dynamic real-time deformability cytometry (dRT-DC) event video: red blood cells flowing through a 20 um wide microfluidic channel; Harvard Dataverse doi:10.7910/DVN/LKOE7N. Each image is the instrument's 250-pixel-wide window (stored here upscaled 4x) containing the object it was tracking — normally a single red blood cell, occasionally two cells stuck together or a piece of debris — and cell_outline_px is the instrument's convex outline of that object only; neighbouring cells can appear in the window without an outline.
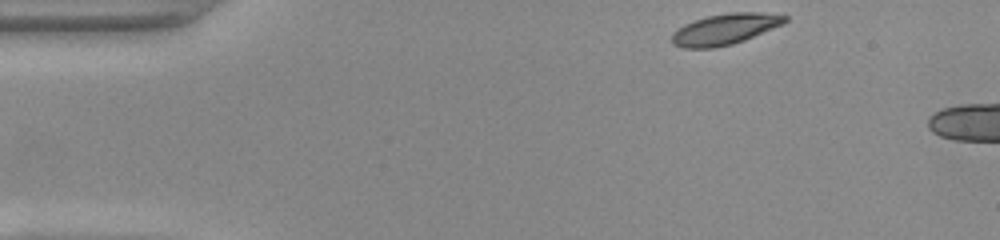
{"species": "common noctule bat (a hibernating species)", "species_latin": "Nyctalus noctula", "temperature_condition": "warm", "stored_images_in_passage": 6, "camera_frame_rate_fps": 3000, "um_per_image_px": 0.085, "animal": {"sex": "female", "body_mass_g": 22.0, "forearm_length_mm": 56.7}, "frame": {"image": 1, "passage_image": 1, "time_ms": 0.0, "image_size_px": [1000, 240], "cell_outline_px": [[788, 20], [784, 24], [744, 40], [732, 44], [712, 48], [680, 48], [672, 44], [672, 32], [684, 24], [708, 16], [728, 12], [756, 12], [788, 16]], "centroid_in_image_um": [61.61, 2.48], "position_along_channel_um": 23.4, "area_um2": 20.35}}